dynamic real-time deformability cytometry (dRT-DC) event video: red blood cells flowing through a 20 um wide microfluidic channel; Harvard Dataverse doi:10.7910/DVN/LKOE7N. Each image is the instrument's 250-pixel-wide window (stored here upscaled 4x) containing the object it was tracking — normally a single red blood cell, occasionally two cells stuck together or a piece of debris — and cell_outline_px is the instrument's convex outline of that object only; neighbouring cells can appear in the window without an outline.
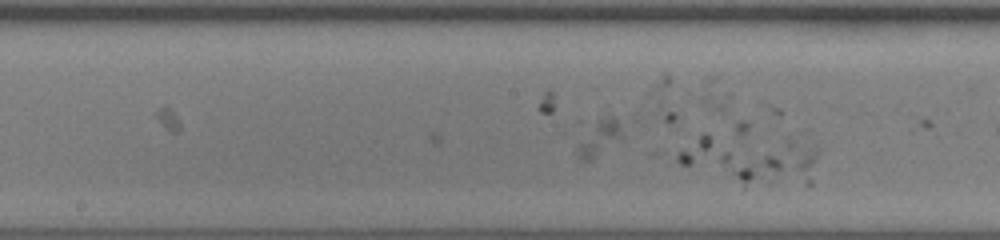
{"species": "human", "species_latin": "Homo sapiens", "temperature_condition": "room temperature", "stored_images_in_passage": 19, "camera_frame_rate_fps": 3000, "um_per_image_px": 0.085, "donor": {"sex": "female"}, "frame": {"image": 1, "passage_image": 19, "time_ms": 6.0, "image_size_px": [1000, 240], "cell_outline_px": [[816, 156], [804, 168], [744, 188], [680, 164], [676, 160], [676, 156], [680, 152], [704, 132], [788, 136], [816, 152]], "centroid_in_image_um": [63.35, 13.34], "position_along_channel_um": 184.9, "area_um2": 37.74}}